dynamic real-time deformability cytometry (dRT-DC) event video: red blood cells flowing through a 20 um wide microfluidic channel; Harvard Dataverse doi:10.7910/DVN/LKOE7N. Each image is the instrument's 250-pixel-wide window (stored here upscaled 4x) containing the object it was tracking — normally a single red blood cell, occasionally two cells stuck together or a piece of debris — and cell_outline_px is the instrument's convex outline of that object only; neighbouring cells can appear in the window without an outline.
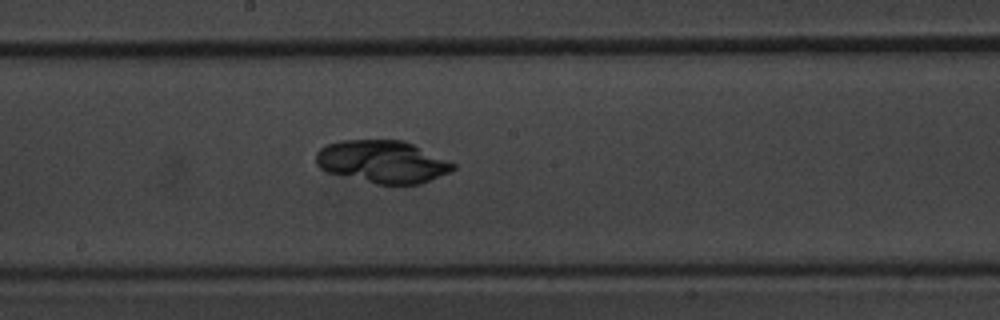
{"species": "common noctule bat (a hibernating species)", "species_latin": "Nyctalus noctula", "temperature_condition": "warm", "stored_images_in_passage": 43, "camera_frame_rate_fps": 3000, "um_per_image_px": 0.085, "animal": {"sex": "male", "body_mass_g": 20.1, "forearm_length_mm": 53.5}, "frame": {"image": 1, "passage_image": 19, "time_ms": 6.0, "image_size_px": [1000, 320], "cell_outline_px": [[456, 168], [448, 172], [420, 184], [376, 184], [328, 172], [320, 168], [316, 164], [316, 152], [320, 148], [328, 144], [340, 140], [404, 140], [456, 164]], "centroid_in_image_um": [32.48, 13.74], "position_along_channel_um": 215.7, "area_um2": 33.76}}